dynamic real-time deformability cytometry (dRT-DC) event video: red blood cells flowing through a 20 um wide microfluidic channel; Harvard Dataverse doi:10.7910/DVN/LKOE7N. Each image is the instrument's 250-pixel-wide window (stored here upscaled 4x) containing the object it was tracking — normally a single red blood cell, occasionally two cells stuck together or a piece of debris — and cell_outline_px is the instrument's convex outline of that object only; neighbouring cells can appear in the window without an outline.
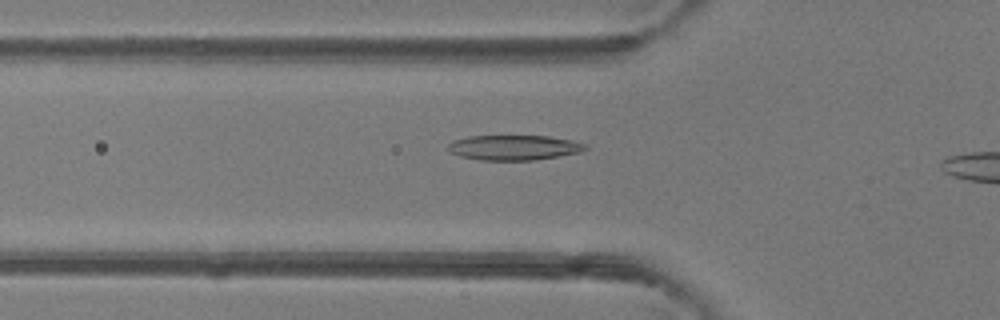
{"species": "common noctule bat (a hibernating species)", "species_latin": "Nyctalus noctula", "temperature_condition": "room temperature", "stored_images_in_passage": 28, "camera_frame_rate_fps": 3000, "um_per_image_px": 0.085, "animal": {"sex": "female"}, "frame": {"image": 1, "passage_image": 3, "time_ms": 0.667, "image_size_px": [1000, 320], "cell_outline_px": [[588, 148], [580, 152], [536, 160], [480, 160], [460, 156], [452, 152], [448, 148], [448, 144], [452, 140], [468, 136], [548, 136], [588, 144]], "centroid_in_image_um": [43.68, 12.54], "position_along_channel_um": 82.1, "area_um2": 19.94}}
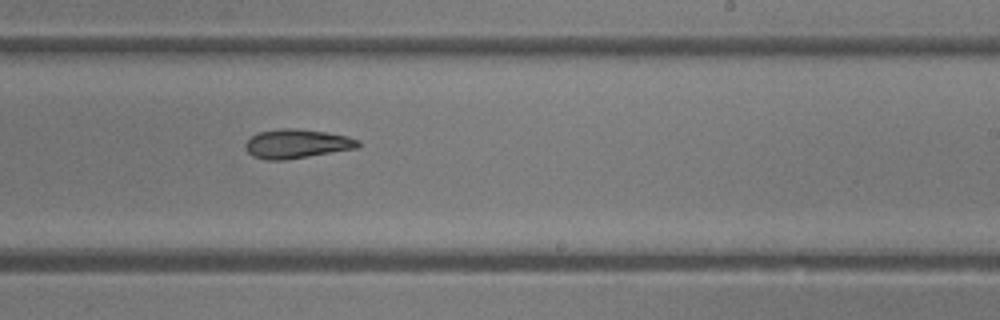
{"frame": {"image": 2, "passage_image": 16, "time_ms": 5.0, "image_size_px": [1000, 320], "cell_outline_px": [[360, 144], [356, 148], [284, 160], [264, 160], [252, 156], [248, 152], [244, 144], [252, 136], [260, 132], [280, 128], [296, 128], [324, 132], [348, 136], [360, 140]], "centroid_in_image_um": [25.21, 12.22], "position_along_channel_um": 263.8, "area_um2": 18.96}}
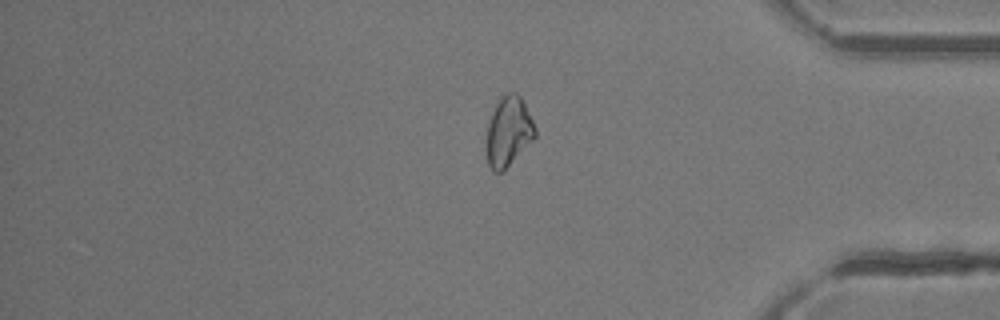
{"frame": {"image": 3, "passage_image": 27, "time_ms": 8.667, "image_size_px": [1000, 320], "cell_outline_px": [[536, 136], [504, 172], [492, 172], [488, 164], [484, 140], [488, 124], [492, 112], [500, 96], [508, 92], [516, 92], [520, 96], [536, 128]], "centroid_in_image_um": [43.18, 11.22], "position_along_channel_um": 392.0, "area_um2": 20.11}}